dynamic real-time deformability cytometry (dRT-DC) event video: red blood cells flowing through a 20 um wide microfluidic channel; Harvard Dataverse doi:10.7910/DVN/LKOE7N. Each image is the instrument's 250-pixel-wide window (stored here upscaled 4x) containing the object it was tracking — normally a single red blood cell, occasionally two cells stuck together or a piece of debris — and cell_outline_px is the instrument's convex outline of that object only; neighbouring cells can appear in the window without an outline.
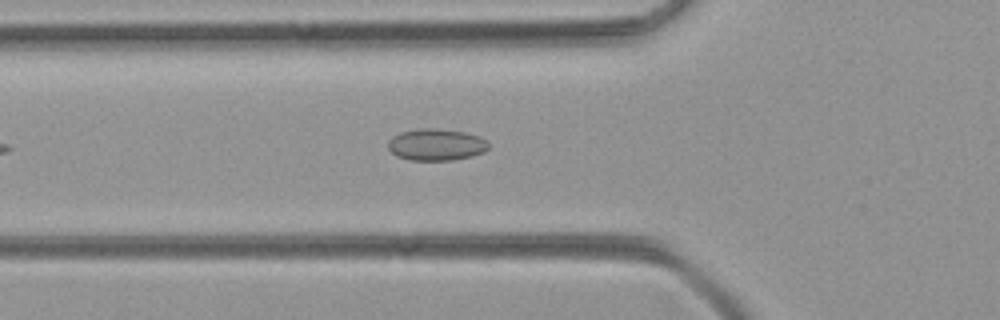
{"species": "common noctule bat (a hibernating species)", "species_latin": "Nyctalus noctula", "temperature_condition": "room temperature", "stored_images_in_passage": 5, "camera_frame_rate_fps": 3000, "um_per_image_px": 0.085, "animal": {"sex": "female", "body_mass_g": 21.9}, "frame": {"image": 1, "passage_image": 5, "time_ms": 1.333, "image_size_px": [1000, 320], "cell_outline_px": [[488, 148], [484, 152], [472, 156], [452, 160], [408, 160], [396, 156], [388, 148], [388, 140], [392, 136], [400, 132], [424, 128], [432, 128], [464, 132], [480, 136], [488, 144]], "centroid_in_image_um": [37.05, 12.3], "position_along_channel_um": 88.7, "area_um2": 18.55}}